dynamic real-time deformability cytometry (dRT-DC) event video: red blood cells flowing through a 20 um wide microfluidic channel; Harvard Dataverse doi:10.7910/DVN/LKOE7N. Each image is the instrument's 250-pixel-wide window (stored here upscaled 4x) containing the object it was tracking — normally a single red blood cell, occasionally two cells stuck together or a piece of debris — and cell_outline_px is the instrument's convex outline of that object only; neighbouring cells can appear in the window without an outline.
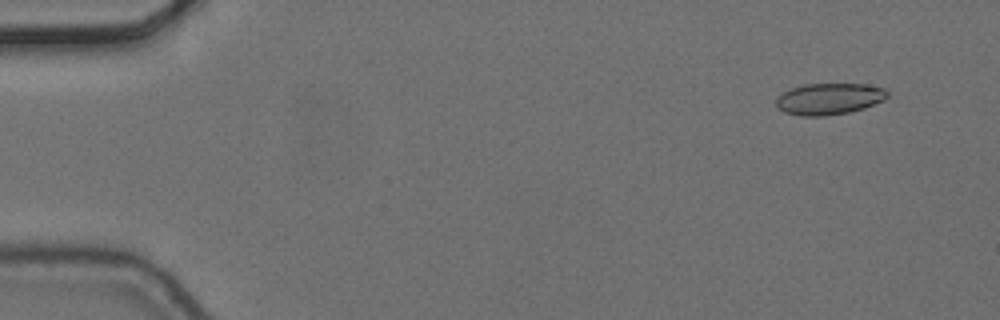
{"species": "common noctule bat (a hibernating species)", "species_latin": "Nyctalus noctula", "temperature_condition": "cold", "stored_images_in_passage": 10, "camera_frame_rate_fps": 3000, "um_per_image_px": 0.085, "animal": {"sex": "female", "body_mass_g": 24.6, "forearm_length_mm": 56.2}, "frame": {"image": 1, "passage_image": 2, "time_ms": 0.333, "image_size_px": [1000, 320], "cell_outline_px": [[888, 96], [884, 100], [864, 108], [848, 112], [824, 116], [800, 116], [784, 112], [776, 104], [776, 100], [784, 92], [792, 88], [804, 84], [868, 84], [884, 88], [888, 92]], "centroid_in_image_um": [70.51, 8.4], "position_along_channel_um": 14.5, "area_um2": 20.29}}
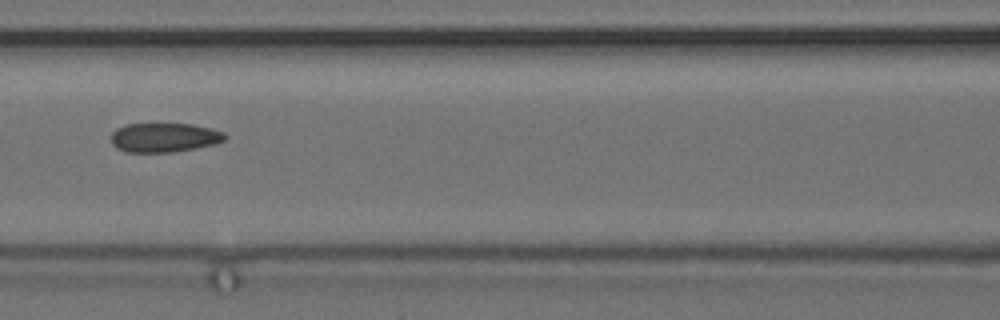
{"frame": {"image": 2, "passage_image": 8, "time_ms": 2.333, "image_size_px": [1000, 320], "cell_outline_px": [[228, 136], [224, 140], [216, 144], [196, 148], [172, 152], [124, 152], [116, 148], [112, 144], [112, 132], [116, 128], [128, 124], [192, 124], [212, 128], [224, 132]], "centroid_in_image_um": [13.98, 11.69], "position_along_channel_um": 152.6, "area_um2": 19.54}}
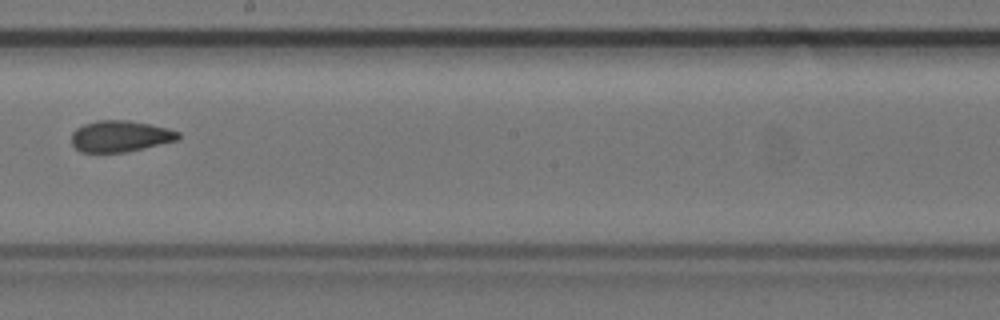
{"frame": {"image": 3, "passage_image": 10, "time_ms": 3.0, "image_size_px": [1000, 320], "cell_outline_px": [[180, 140], [128, 152], [80, 152], [72, 144], [72, 132], [76, 128], [84, 124], [96, 120], [128, 120], [152, 124], [168, 128], [180, 132]], "centroid_in_image_um": [10.26, 11.58], "position_along_channel_um": 237.9, "area_um2": 19.77}}